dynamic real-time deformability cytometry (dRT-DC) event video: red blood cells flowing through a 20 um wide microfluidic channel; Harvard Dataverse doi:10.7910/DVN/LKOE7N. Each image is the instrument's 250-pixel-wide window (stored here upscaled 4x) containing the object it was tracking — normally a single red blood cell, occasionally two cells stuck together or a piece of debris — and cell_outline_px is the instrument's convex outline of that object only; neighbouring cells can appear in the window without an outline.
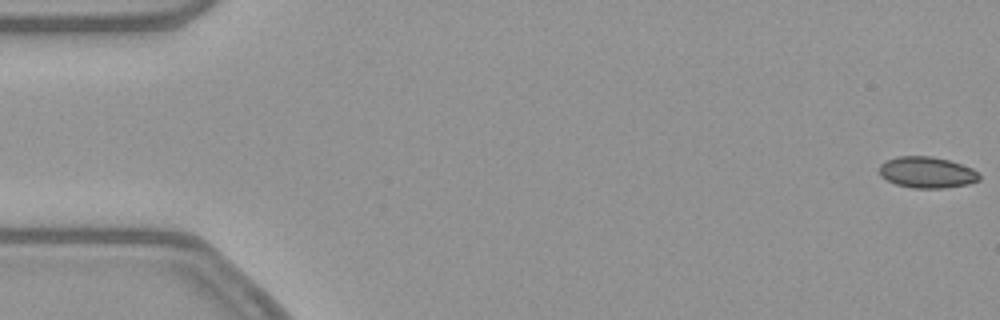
{"species": "common noctule bat (a hibernating species)", "species_latin": "Nyctalus noctula", "temperature_condition": "warm", "stored_images_in_passage": 53, "camera_frame_rate_fps": 3000, "um_per_image_px": 0.085, "animal": {"sex": "female", "body_mass_g": 21.9}, "frame": {"image": 1, "passage_image": 1, "time_ms": 0.0, "image_size_px": [1000, 320], "cell_outline_px": [[980, 180], [968, 184], [944, 188], [912, 188], [896, 184], [880, 176], [880, 164], [896, 156], [932, 156], [948, 160], [972, 168], [980, 176]], "centroid_in_image_um": [78.78, 14.65], "position_along_channel_um": 6.2, "area_um2": 18.09}}
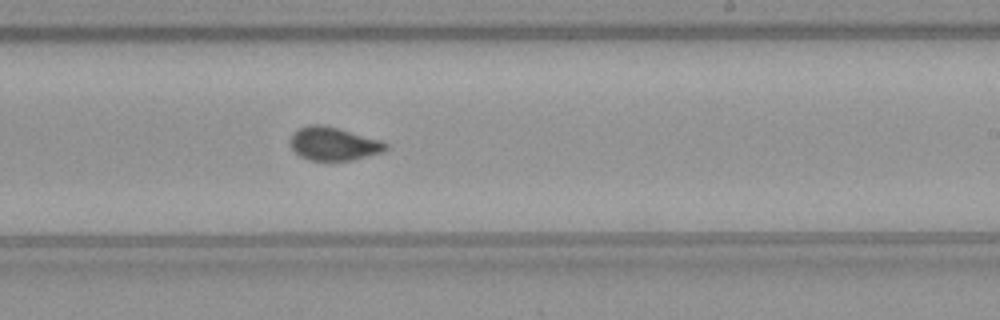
{"frame": {"image": 2, "passage_image": 32, "time_ms": 10.333, "image_size_px": [1000, 320], "cell_outline_px": [[388, 148], [384, 152], [352, 160], [308, 160], [300, 156], [288, 144], [288, 140], [292, 132], [308, 124], [324, 124], [380, 140], [388, 144]], "centroid_in_image_um": [28.32, 12.21], "position_along_channel_um": 260.7, "area_um2": 18.73}}
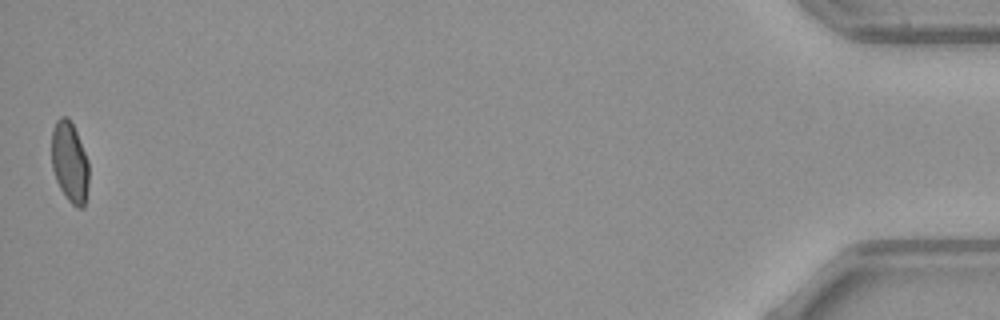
{"frame": {"image": 3, "passage_image": 53, "time_ms": 17.333, "image_size_px": [1000, 320], "cell_outline_px": [[88, 184], [84, 208], [76, 208], [68, 200], [60, 188], [56, 180], [52, 168], [52, 132], [56, 120], [60, 116], [68, 116], [76, 132], [88, 160]], "centroid_in_image_um": [5.92, 13.79], "position_along_channel_um": 429.3, "area_um2": 17.46}, "authors_computed_cell_mechanics": {"area_um2": 18.4382, "velocity_mm_per_s": 3.8895, "shape_relaxation_time_tau1_ms": 10.3075, "shape_relaxation_time_tau2_ms": null, "deformation_change_tau1": 0.1739, "deformation_change_tau2": null}}